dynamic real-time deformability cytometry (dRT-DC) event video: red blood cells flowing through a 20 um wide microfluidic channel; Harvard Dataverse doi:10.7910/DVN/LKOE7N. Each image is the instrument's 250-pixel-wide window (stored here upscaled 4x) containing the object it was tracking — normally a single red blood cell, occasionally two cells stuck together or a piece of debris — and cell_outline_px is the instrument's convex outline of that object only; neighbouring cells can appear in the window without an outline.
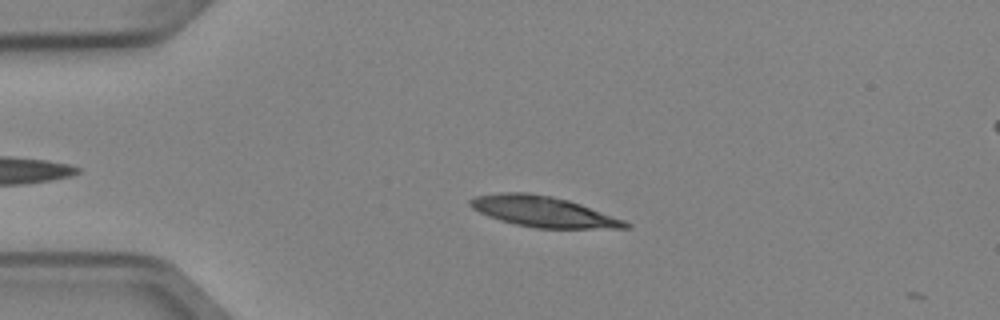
{"species": "Egyptian fruit bat (a non-hibernating species)", "species_latin": "Rousettus aegyptiacus", "temperature_condition": "cold", "stored_images_in_passage": 5, "camera_frame_rate_fps": 3000, "um_per_image_px": 0.085, "animal": {"sex": "female"}, "frame": {"image": 1, "passage_image": 4, "time_ms": 1.0, "image_size_px": [1000, 320], "cell_outline_px": [[632, 228], [536, 228], [516, 224], [500, 220], [488, 216], [472, 208], [468, 204], [468, 200], [472, 196], [500, 192], [528, 192], [552, 196], [568, 200], [580, 204], [624, 220], [632, 224]], "centroid_in_image_um": [46.13, 17.97], "position_along_channel_um": 38.9, "area_um2": 27.74}}